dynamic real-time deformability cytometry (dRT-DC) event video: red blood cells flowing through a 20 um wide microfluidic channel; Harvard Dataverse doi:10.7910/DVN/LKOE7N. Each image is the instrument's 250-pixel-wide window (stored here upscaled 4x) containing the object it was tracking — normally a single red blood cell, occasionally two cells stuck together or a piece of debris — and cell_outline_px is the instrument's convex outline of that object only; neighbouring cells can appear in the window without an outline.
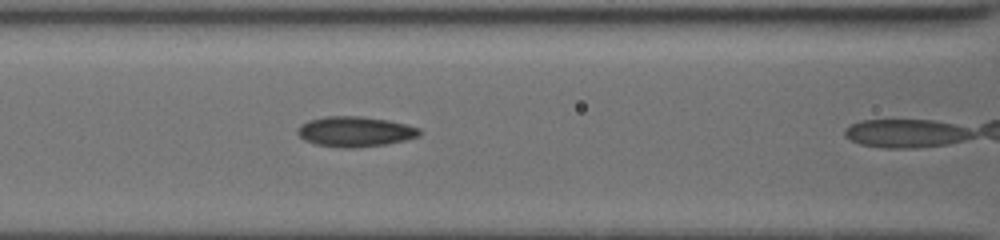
{"species": "common noctule bat (a hibernating species)", "species_latin": "Nyctalus noctula", "temperature_condition": "cold", "stored_images_in_passage": 25, "camera_frame_rate_fps": 3000, "um_per_image_px": 0.085, "animal": {"sex": "female", "body_mass_g": 19.5, "forearm_length_mm": 54.1}, "frame": {"image": 1, "passage_image": 15, "time_ms": 2.0, "image_size_px": [1000, 240], "cell_outline_px": [[420, 136], [408, 140], [384, 144], [356, 148], [344, 148], [316, 144], [304, 140], [296, 132], [296, 128], [300, 124], [308, 120], [324, 116], [360, 116], [388, 120], [408, 124], [420, 128]], "centroid_in_image_um": [30.18, 11.18], "position_along_channel_um": 136.4, "area_um2": 21.73}}